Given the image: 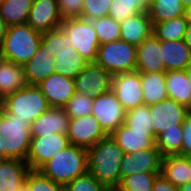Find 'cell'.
<instances>
[{"label":"cell","mask_w":191,"mask_h":191,"mask_svg":"<svg viewBox=\"0 0 191 191\" xmlns=\"http://www.w3.org/2000/svg\"><path fill=\"white\" fill-rule=\"evenodd\" d=\"M88 151V171L106 187L119 186L124 151L111 135L99 140Z\"/></svg>","instance_id":"obj_1"},{"label":"cell","mask_w":191,"mask_h":191,"mask_svg":"<svg viewBox=\"0 0 191 191\" xmlns=\"http://www.w3.org/2000/svg\"><path fill=\"white\" fill-rule=\"evenodd\" d=\"M38 171L54 182L66 185L88 172V151L86 148L70 144L44 163Z\"/></svg>","instance_id":"obj_2"},{"label":"cell","mask_w":191,"mask_h":191,"mask_svg":"<svg viewBox=\"0 0 191 191\" xmlns=\"http://www.w3.org/2000/svg\"><path fill=\"white\" fill-rule=\"evenodd\" d=\"M42 33L29 24L9 26L0 49L1 58L24 66L36 53Z\"/></svg>","instance_id":"obj_3"},{"label":"cell","mask_w":191,"mask_h":191,"mask_svg":"<svg viewBox=\"0 0 191 191\" xmlns=\"http://www.w3.org/2000/svg\"><path fill=\"white\" fill-rule=\"evenodd\" d=\"M49 108L50 105L38 85L27 84L0 101V109L8 118H20L30 123Z\"/></svg>","instance_id":"obj_4"},{"label":"cell","mask_w":191,"mask_h":191,"mask_svg":"<svg viewBox=\"0 0 191 191\" xmlns=\"http://www.w3.org/2000/svg\"><path fill=\"white\" fill-rule=\"evenodd\" d=\"M0 135L3 151L9 159L26 161L31 142V123L20 118H8L0 109Z\"/></svg>","instance_id":"obj_5"},{"label":"cell","mask_w":191,"mask_h":191,"mask_svg":"<svg viewBox=\"0 0 191 191\" xmlns=\"http://www.w3.org/2000/svg\"><path fill=\"white\" fill-rule=\"evenodd\" d=\"M60 27L68 37L70 47H74L88 63H95L100 44L92 22L81 17L67 18Z\"/></svg>","instance_id":"obj_6"},{"label":"cell","mask_w":191,"mask_h":191,"mask_svg":"<svg viewBox=\"0 0 191 191\" xmlns=\"http://www.w3.org/2000/svg\"><path fill=\"white\" fill-rule=\"evenodd\" d=\"M136 59V46L120 39L100 44L95 64L115 75L135 71Z\"/></svg>","instance_id":"obj_7"},{"label":"cell","mask_w":191,"mask_h":191,"mask_svg":"<svg viewBox=\"0 0 191 191\" xmlns=\"http://www.w3.org/2000/svg\"><path fill=\"white\" fill-rule=\"evenodd\" d=\"M125 112L112 90L94 97L91 114L107 135L124 124Z\"/></svg>","instance_id":"obj_8"},{"label":"cell","mask_w":191,"mask_h":191,"mask_svg":"<svg viewBox=\"0 0 191 191\" xmlns=\"http://www.w3.org/2000/svg\"><path fill=\"white\" fill-rule=\"evenodd\" d=\"M70 145L66 134L44 135L31 137L27 155V165L31 170H38L44 163L56 156Z\"/></svg>","instance_id":"obj_9"},{"label":"cell","mask_w":191,"mask_h":191,"mask_svg":"<svg viewBox=\"0 0 191 191\" xmlns=\"http://www.w3.org/2000/svg\"><path fill=\"white\" fill-rule=\"evenodd\" d=\"M149 108L155 138L165 129L182 128L185 117L189 114V109L170 98L150 105Z\"/></svg>","instance_id":"obj_10"},{"label":"cell","mask_w":191,"mask_h":191,"mask_svg":"<svg viewBox=\"0 0 191 191\" xmlns=\"http://www.w3.org/2000/svg\"><path fill=\"white\" fill-rule=\"evenodd\" d=\"M111 90L126 111L143 104V87L138 71L113 75Z\"/></svg>","instance_id":"obj_11"},{"label":"cell","mask_w":191,"mask_h":191,"mask_svg":"<svg viewBox=\"0 0 191 191\" xmlns=\"http://www.w3.org/2000/svg\"><path fill=\"white\" fill-rule=\"evenodd\" d=\"M113 75L95 63H89L74 79L75 93L99 96L112 87Z\"/></svg>","instance_id":"obj_12"},{"label":"cell","mask_w":191,"mask_h":191,"mask_svg":"<svg viewBox=\"0 0 191 191\" xmlns=\"http://www.w3.org/2000/svg\"><path fill=\"white\" fill-rule=\"evenodd\" d=\"M162 157L156 145L134 153H124L120 166L121 180L136 173L161 172Z\"/></svg>","instance_id":"obj_13"},{"label":"cell","mask_w":191,"mask_h":191,"mask_svg":"<svg viewBox=\"0 0 191 191\" xmlns=\"http://www.w3.org/2000/svg\"><path fill=\"white\" fill-rule=\"evenodd\" d=\"M70 144L90 148L107 134L92 114L80 118H70L67 134Z\"/></svg>","instance_id":"obj_14"},{"label":"cell","mask_w":191,"mask_h":191,"mask_svg":"<svg viewBox=\"0 0 191 191\" xmlns=\"http://www.w3.org/2000/svg\"><path fill=\"white\" fill-rule=\"evenodd\" d=\"M63 18L58 9L57 0H34L27 24L35 31L45 33L60 27Z\"/></svg>","instance_id":"obj_15"},{"label":"cell","mask_w":191,"mask_h":191,"mask_svg":"<svg viewBox=\"0 0 191 191\" xmlns=\"http://www.w3.org/2000/svg\"><path fill=\"white\" fill-rule=\"evenodd\" d=\"M50 107L64 108L75 94L74 79L53 73L38 85Z\"/></svg>","instance_id":"obj_16"},{"label":"cell","mask_w":191,"mask_h":191,"mask_svg":"<svg viewBox=\"0 0 191 191\" xmlns=\"http://www.w3.org/2000/svg\"><path fill=\"white\" fill-rule=\"evenodd\" d=\"M55 53L46 49L41 42L35 55L24 65L27 84L39 85L43 80L55 73Z\"/></svg>","instance_id":"obj_17"},{"label":"cell","mask_w":191,"mask_h":191,"mask_svg":"<svg viewBox=\"0 0 191 191\" xmlns=\"http://www.w3.org/2000/svg\"><path fill=\"white\" fill-rule=\"evenodd\" d=\"M136 69L141 73L165 72L160 40L152 33L136 47Z\"/></svg>","instance_id":"obj_18"},{"label":"cell","mask_w":191,"mask_h":191,"mask_svg":"<svg viewBox=\"0 0 191 191\" xmlns=\"http://www.w3.org/2000/svg\"><path fill=\"white\" fill-rule=\"evenodd\" d=\"M70 118L64 108L50 107L31 123V137L68 134Z\"/></svg>","instance_id":"obj_19"},{"label":"cell","mask_w":191,"mask_h":191,"mask_svg":"<svg viewBox=\"0 0 191 191\" xmlns=\"http://www.w3.org/2000/svg\"><path fill=\"white\" fill-rule=\"evenodd\" d=\"M124 153L152 148L155 146V136L148 130H134L125 124L111 134Z\"/></svg>","instance_id":"obj_20"},{"label":"cell","mask_w":191,"mask_h":191,"mask_svg":"<svg viewBox=\"0 0 191 191\" xmlns=\"http://www.w3.org/2000/svg\"><path fill=\"white\" fill-rule=\"evenodd\" d=\"M31 169L20 159L0 162V191H18L25 183Z\"/></svg>","instance_id":"obj_21"},{"label":"cell","mask_w":191,"mask_h":191,"mask_svg":"<svg viewBox=\"0 0 191 191\" xmlns=\"http://www.w3.org/2000/svg\"><path fill=\"white\" fill-rule=\"evenodd\" d=\"M160 47L165 72L186 70L191 65V50L183 39L177 41L160 40Z\"/></svg>","instance_id":"obj_22"},{"label":"cell","mask_w":191,"mask_h":191,"mask_svg":"<svg viewBox=\"0 0 191 191\" xmlns=\"http://www.w3.org/2000/svg\"><path fill=\"white\" fill-rule=\"evenodd\" d=\"M120 29V39L137 47L153 33V24L148 13H139L120 22Z\"/></svg>","instance_id":"obj_23"},{"label":"cell","mask_w":191,"mask_h":191,"mask_svg":"<svg viewBox=\"0 0 191 191\" xmlns=\"http://www.w3.org/2000/svg\"><path fill=\"white\" fill-rule=\"evenodd\" d=\"M27 85L24 66L0 59V101Z\"/></svg>","instance_id":"obj_24"},{"label":"cell","mask_w":191,"mask_h":191,"mask_svg":"<svg viewBox=\"0 0 191 191\" xmlns=\"http://www.w3.org/2000/svg\"><path fill=\"white\" fill-rule=\"evenodd\" d=\"M160 174L178 188L191 181V165L186 156L166 155L162 157Z\"/></svg>","instance_id":"obj_25"},{"label":"cell","mask_w":191,"mask_h":191,"mask_svg":"<svg viewBox=\"0 0 191 191\" xmlns=\"http://www.w3.org/2000/svg\"><path fill=\"white\" fill-rule=\"evenodd\" d=\"M166 88L168 98L191 108V80L186 70L166 71Z\"/></svg>","instance_id":"obj_26"},{"label":"cell","mask_w":191,"mask_h":191,"mask_svg":"<svg viewBox=\"0 0 191 191\" xmlns=\"http://www.w3.org/2000/svg\"><path fill=\"white\" fill-rule=\"evenodd\" d=\"M166 72L141 73L143 104L150 106L168 98Z\"/></svg>","instance_id":"obj_27"},{"label":"cell","mask_w":191,"mask_h":191,"mask_svg":"<svg viewBox=\"0 0 191 191\" xmlns=\"http://www.w3.org/2000/svg\"><path fill=\"white\" fill-rule=\"evenodd\" d=\"M55 72L75 79L89 64L74 47H68L55 53Z\"/></svg>","instance_id":"obj_28"},{"label":"cell","mask_w":191,"mask_h":191,"mask_svg":"<svg viewBox=\"0 0 191 191\" xmlns=\"http://www.w3.org/2000/svg\"><path fill=\"white\" fill-rule=\"evenodd\" d=\"M34 0H2L0 17L6 25L13 26L27 23Z\"/></svg>","instance_id":"obj_29"},{"label":"cell","mask_w":191,"mask_h":191,"mask_svg":"<svg viewBox=\"0 0 191 191\" xmlns=\"http://www.w3.org/2000/svg\"><path fill=\"white\" fill-rule=\"evenodd\" d=\"M181 0H149L148 16L152 23H159L184 15Z\"/></svg>","instance_id":"obj_30"},{"label":"cell","mask_w":191,"mask_h":191,"mask_svg":"<svg viewBox=\"0 0 191 191\" xmlns=\"http://www.w3.org/2000/svg\"><path fill=\"white\" fill-rule=\"evenodd\" d=\"M149 0H113L109 15L122 22L139 13H148Z\"/></svg>","instance_id":"obj_31"},{"label":"cell","mask_w":191,"mask_h":191,"mask_svg":"<svg viewBox=\"0 0 191 191\" xmlns=\"http://www.w3.org/2000/svg\"><path fill=\"white\" fill-rule=\"evenodd\" d=\"M153 24V34L159 40L166 41H177L184 39L187 22L184 16H179L168 21L152 23Z\"/></svg>","instance_id":"obj_32"},{"label":"cell","mask_w":191,"mask_h":191,"mask_svg":"<svg viewBox=\"0 0 191 191\" xmlns=\"http://www.w3.org/2000/svg\"><path fill=\"white\" fill-rule=\"evenodd\" d=\"M182 138V128L165 129L156 137L155 145L162 156L181 155Z\"/></svg>","instance_id":"obj_33"},{"label":"cell","mask_w":191,"mask_h":191,"mask_svg":"<svg viewBox=\"0 0 191 191\" xmlns=\"http://www.w3.org/2000/svg\"><path fill=\"white\" fill-rule=\"evenodd\" d=\"M149 106L142 104L125 112L124 124L134 130H148L154 135Z\"/></svg>","instance_id":"obj_34"},{"label":"cell","mask_w":191,"mask_h":191,"mask_svg":"<svg viewBox=\"0 0 191 191\" xmlns=\"http://www.w3.org/2000/svg\"><path fill=\"white\" fill-rule=\"evenodd\" d=\"M97 33L99 44L120 40V22L110 16L91 21Z\"/></svg>","instance_id":"obj_35"},{"label":"cell","mask_w":191,"mask_h":191,"mask_svg":"<svg viewBox=\"0 0 191 191\" xmlns=\"http://www.w3.org/2000/svg\"><path fill=\"white\" fill-rule=\"evenodd\" d=\"M160 172H142L124 177L119 187L123 191H152L155 179Z\"/></svg>","instance_id":"obj_36"},{"label":"cell","mask_w":191,"mask_h":191,"mask_svg":"<svg viewBox=\"0 0 191 191\" xmlns=\"http://www.w3.org/2000/svg\"><path fill=\"white\" fill-rule=\"evenodd\" d=\"M94 97L75 93L64 107L69 118H80L92 113Z\"/></svg>","instance_id":"obj_37"},{"label":"cell","mask_w":191,"mask_h":191,"mask_svg":"<svg viewBox=\"0 0 191 191\" xmlns=\"http://www.w3.org/2000/svg\"><path fill=\"white\" fill-rule=\"evenodd\" d=\"M26 184L29 187V191H65V185L43 176L38 170L30 171Z\"/></svg>","instance_id":"obj_38"},{"label":"cell","mask_w":191,"mask_h":191,"mask_svg":"<svg viewBox=\"0 0 191 191\" xmlns=\"http://www.w3.org/2000/svg\"><path fill=\"white\" fill-rule=\"evenodd\" d=\"M113 0H83L82 18L94 20L109 15Z\"/></svg>","instance_id":"obj_39"},{"label":"cell","mask_w":191,"mask_h":191,"mask_svg":"<svg viewBox=\"0 0 191 191\" xmlns=\"http://www.w3.org/2000/svg\"><path fill=\"white\" fill-rule=\"evenodd\" d=\"M106 188L89 171L65 185V191H105Z\"/></svg>","instance_id":"obj_40"},{"label":"cell","mask_w":191,"mask_h":191,"mask_svg":"<svg viewBox=\"0 0 191 191\" xmlns=\"http://www.w3.org/2000/svg\"><path fill=\"white\" fill-rule=\"evenodd\" d=\"M41 42L45 45L46 49L51 50L53 53L59 52L70 46L68 37L61 27L42 33Z\"/></svg>","instance_id":"obj_41"},{"label":"cell","mask_w":191,"mask_h":191,"mask_svg":"<svg viewBox=\"0 0 191 191\" xmlns=\"http://www.w3.org/2000/svg\"><path fill=\"white\" fill-rule=\"evenodd\" d=\"M58 9L63 19L82 18L83 0H57Z\"/></svg>","instance_id":"obj_42"},{"label":"cell","mask_w":191,"mask_h":191,"mask_svg":"<svg viewBox=\"0 0 191 191\" xmlns=\"http://www.w3.org/2000/svg\"><path fill=\"white\" fill-rule=\"evenodd\" d=\"M183 138L181 155L187 156L191 154V115L188 114L182 124Z\"/></svg>","instance_id":"obj_43"},{"label":"cell","mask_w":191,"mask_h":191,"mask_svg":"<svg viewBox=\"0 0 191 191\" xmlns=\"http://www.w3.org/2000/svg\"><path fill=\"white\" fill-rule=\"evenodd\" d=\"M152 191H178V188L160 174L155 179Z\"/></svg>","instance_id":"obj_44"},{"label":"cell","mask_w":191,"mask_h":191,"mask_svg":"<svg viewBox=\"0 0 191 191\" xmlns=\"http://www.w3.org/2000/svg\"><path fill=\"white\" fill-rule=\"evenodd\" d=\"M8 26L5 21L0 17V49L3 43L5 33L7 32Z\"/></svg>","instance_id":"obj_45"},{"label":"cell","mask_w":191,"mask_h":191,"mask_svg":"<svg viewBox=\"0 0 191 191\" xmlns=\"http://www.w3.org/2000/svg\"><path fill=\"white\" fill-rule=\"evenodd\" d=\"M183 40L186 43V45L189 47V49L191 50V25L187 26L186 33Z\"/></svg>","instance_id":"obj_46"},{"label":"cell","mask_w":191,"mask_h":191,"mask_svg":"<svg viewBox=\"0 0 191 191\" xmlns=\"http://www.w3.org/2000/svg\"><path fill=\"white\" fill-rule=\"evenodd\" d=\"M4 139H5V138H4L2 135H0V162L9 159V158L5 155V153H4V151H3V148H2V147H4Z\"/></svg>","instance_id":"obj_47"},{"label":"cell","mask_w":191,"mask_h":191,"mask_svg":"<svg viewBox=\"0 0 191 191\" xmlns=\"http://www.w3.org/2000/svg\"><path fill=\"white\" fill-rule=\"evenodd\" d=\"M184 18L188 25H191V5L185 7L184 9Z\"/></svg>","instance_id":"obj_48"},{"label":"cell","mask_w":191,"mask_h":191,"mask_svg":"<svg viewBox=\"0 0 191 191\" xmlns=\"http://www.w3.org/2000/svg\"><path fill=\"white\" fill-rule=\"evenodd\" d=\"M178 191H191V181L178 187Z\"/></svg>","instance_id":"obj_49"},{"label":"cell","mask_w":191,"mask_h":191,"mask_svg":"<svg viewBox=\"0 0 191 191\" xmlns=\"http://www.w3.org/2000/svg\"><path fill=\"white\" fill-rule=\"evenodd\" d=\"M105 191H123L119 186L107 187Z\"/></svg>","instance_id":"obj_50"},{"label":"cell","mask_w":191,"mask_h":191,"mask_svg":"<svg viewBox=\"0 0 191 191\" xmlns=\"http://www.w3.org/2000/svg\"><path fill=\"white\" fill-rule=\"evenodd\" d=\"M184 7L191 5V0H181Z\"/></svg>","instance_id":"obj_51"},{"label":"cell","mask_w":191,"mask_h":191,"mask_svg":"<svg viewBox=\"0 0 191 191\" xmlns=\"http://www.w3.org/2000/svg\"><path fill=\"white\" fill-rule=\"evenodd\" d=\"M18 191H29L28 185L25 183Z\"/></svg>","instance_id":"obj_52"},{"label":"cell","mask_w":191,"mask_h":191,"mask_svg":"<svg viewBox=\"0 0 191 191\" xmlns=\"http://www.w3.org/2000/svg\"><path fill=\"white\" fill-rule=\"evenodd\" d=\"M186 71H187L188 77H189L190 80H191V65L186 69Z\"/></svg>","instance_id":"obj_53"},{"label":"cell","mask_w":191,"mask_h":191,"mask_svg":"<svg viewBox=\"0 0 191 191\" xmlns=\"http://www.w3.org/2000/svg\"><path fill=\"white\" fill-rule=\"evenodd\" d=\"M186 157H187V159H188V161H189V163H190V165H191V154H190V155H187Z\"/></svg>","instance_id":"obj_54"}]
</instances>
